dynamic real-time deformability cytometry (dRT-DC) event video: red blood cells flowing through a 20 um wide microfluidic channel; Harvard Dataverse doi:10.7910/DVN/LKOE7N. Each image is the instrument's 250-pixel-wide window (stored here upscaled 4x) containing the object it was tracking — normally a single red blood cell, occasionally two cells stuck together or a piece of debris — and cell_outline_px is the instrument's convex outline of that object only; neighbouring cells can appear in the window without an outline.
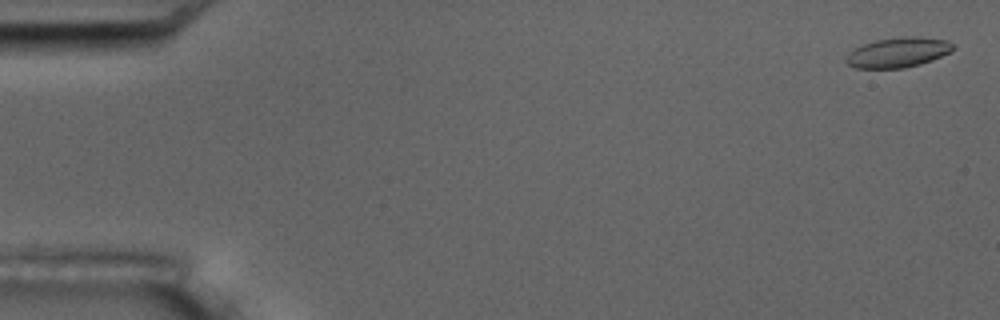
{"species": "common noctule bat (a hibernating species)", "species_latin": "Nyctalus noctula", "temperature_condition": "room temperature", "stored_images_in_passage": 6, "camera_frame_rate_fps": 3000, "um_per_image_px": 0.085, "animal": {"sex": "male", "body_mass_g": 17.5, "forearm_length_mm": 52.3}, "frame": {"image": 1, "passage_image": 1, "time_ms": 0.0, "image_size_px": [1000, 320], "cell_outline_px": [[956, 48], [952, 52], [932, 60], [920, 64], [904, 68], [856, 68], [848, 64], [844, 60], [856, 48], [864, 44], [876, 40], [904, 36], [916, 36], [948, 40]], "centroid_in_image_um": [76.4, 4.45], "position_along_channel_um": 8.6, "area_um2": 18.61}}
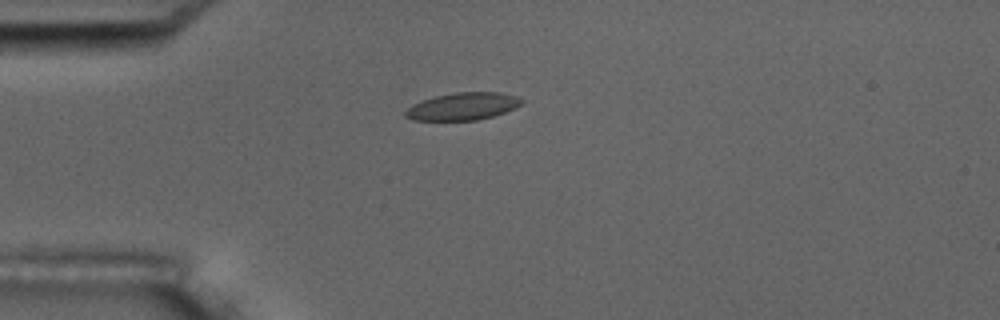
{"frame": {"image": 2, "passage_image": 4, "time_ms": 4.333, "image_size_px": [1000, 320], "cell_outline_px": [[524, 100], [516, 108], [492, 116], [476, 120], [412, 120], [404, 116], [404, 112], [412, 104], [436, 96], [456, 92], [500, 92], [516, 96]], "centroid_in_image_um": [39.33, 9.04], "position_along_channel_um": 45.7, "area_um2": 18.44}}